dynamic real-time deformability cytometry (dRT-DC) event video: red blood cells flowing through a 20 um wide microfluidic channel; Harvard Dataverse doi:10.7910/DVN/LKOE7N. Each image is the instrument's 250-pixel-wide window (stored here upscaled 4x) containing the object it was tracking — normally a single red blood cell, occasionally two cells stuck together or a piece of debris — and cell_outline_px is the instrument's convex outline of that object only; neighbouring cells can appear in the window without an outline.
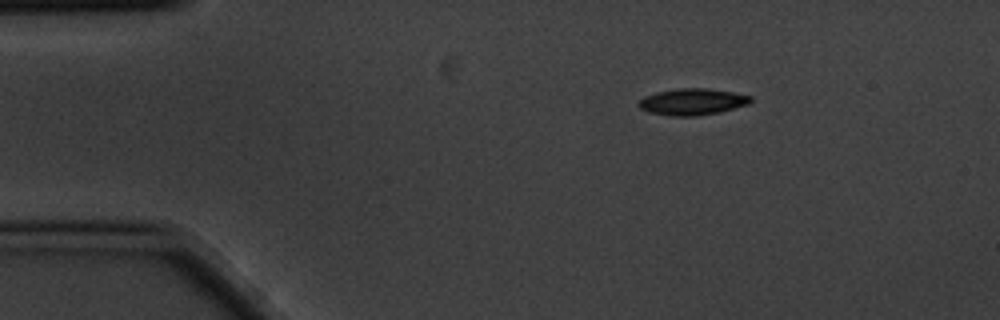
{"species": "common noctule bat (a hibernating species)", "species_latin": "Nyctalus noctula", "temperature_condition": "cold", "stored_images_in_passage": 4, "camera_frame_rate_fps": 3000, "um_per_image_px": 0.085, "animal": {"sex": "male", "body_mass_g": 20.1, "forearm_length_mm": 53.5}, "frame": {"image": 1, "passage_image": 4, "time_ms": 1.0, "image_size_px": [1000, 320], "cell_outline_px": [[752, 100], [748, 104], [716, 112], [696, 116], [672, 116], [648, 112], [640, 108], [636, 104], [644, 96], [656, 92], [680, 88], [704, 88], [732, 92], [752, 96]], "centroid_in_image_um": [58.8, 8.64], "position_along_channel_um": 26.2, "area_um2": 17.11}}